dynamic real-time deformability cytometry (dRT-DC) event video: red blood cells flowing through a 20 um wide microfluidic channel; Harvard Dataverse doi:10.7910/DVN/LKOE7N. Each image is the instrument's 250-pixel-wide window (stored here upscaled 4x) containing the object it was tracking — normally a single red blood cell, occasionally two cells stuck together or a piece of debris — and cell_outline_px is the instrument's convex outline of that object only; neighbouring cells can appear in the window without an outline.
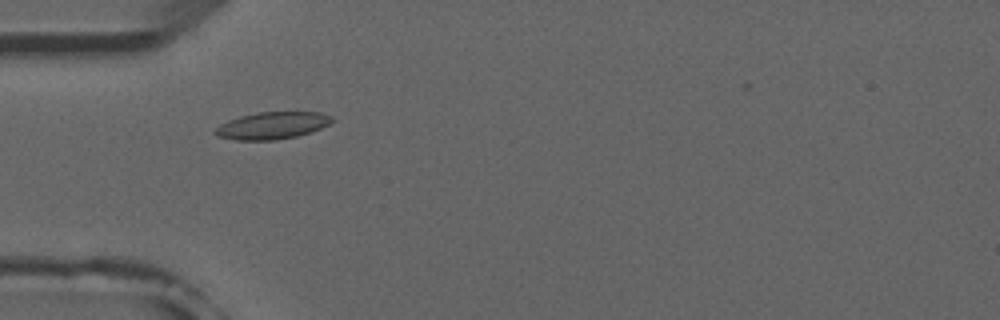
{"species": "common noctule bat (a hibernating species)", "species_latin": "Nyctalus noctula", "temperature_condition": "room temperature", "stored_images_in_passage": 9, "camera_frame_rate_fps": 3000, "um_per_image_px": 0.085, "animal": {"sex": "male", "forearm_length_mm": 52.5}, "frame": {"image": 1, "passage_image": 4, "time_ms": 4.333, "image_size_px": [1000, 320], "cell_outline_px": [[332, 124], [312, 132], [296, 136], [276, 140], [236, 140], [216, 136], [212, 132], [220, 124], [228, 120], [240, 116], [260, 112], [320, 112], [332, 116]], "centroid_in_image_um": [23.15, 10.67], "position_along_channel_um": 61.9, "area_um2": 18.61}}
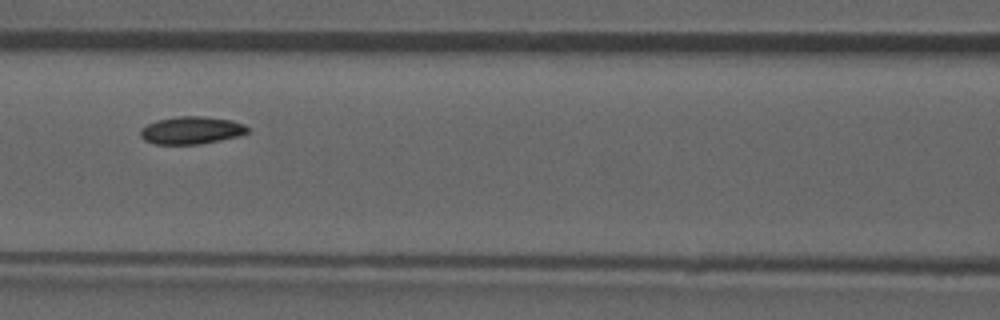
{"frame": {"image": 2, "passage_image": 6, "time_ms": 6.667, "image_size_px": [1000, 320], "cell_outline_px": [[248, 132], [240, 136], [200, 144], [156, 144], [144, 140], [140, 136], [140, 128], [156, 120], [176, 116], [204, 116], [232, 120], [244, 124], [248, 128]], "centroid_in_image_um": [16.26, 11.07], "position_along_channel_um": 150.3, "area_um2": 17.34}}